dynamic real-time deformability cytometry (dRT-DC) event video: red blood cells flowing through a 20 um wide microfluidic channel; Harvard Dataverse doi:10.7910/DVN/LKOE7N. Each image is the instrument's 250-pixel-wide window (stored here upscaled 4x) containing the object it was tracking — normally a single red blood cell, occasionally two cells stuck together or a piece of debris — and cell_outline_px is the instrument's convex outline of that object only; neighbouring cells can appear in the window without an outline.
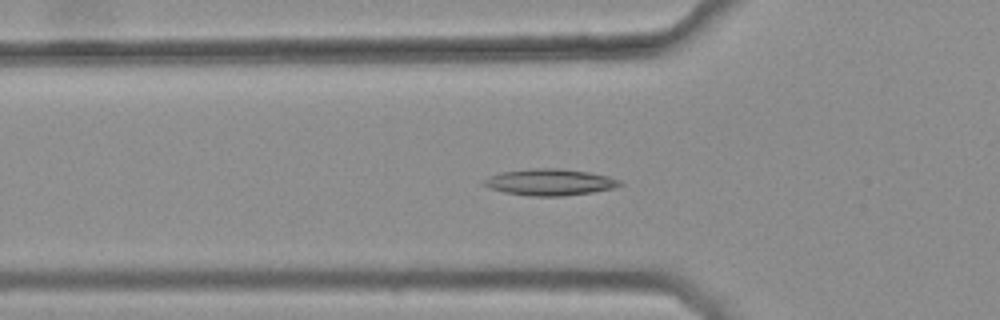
{"species": "common noctule bat (a hibernating species)", "species_latin": "Nyctalus noctula", "temperature_condition": "warm", "stored_images_in_passage": 30, "camera_frame_rate_fps": 3000, "um_per_image_px": 0.085, "animal": {"sex": "female", "body_mass_g": 25.1}, "frame": {"image": 1, "passage_image": 3, "time_ms": 0.667, "image_size_px": [1000, 320], "cell_outline_px": [[624, 184], [616, 188], [592, 192], [564, 196], [528, 196], [504, 192], [488, 188], [480, 184], [480, 180], [488, 176], [500, 172], [532, 168], [560, 168], [588, 172], [608, 176], [620, 180]], "centroid_in_image_um": [46.68, 15.48], "position_along_channel_um": 79.1, "area_um2": 21.39}}
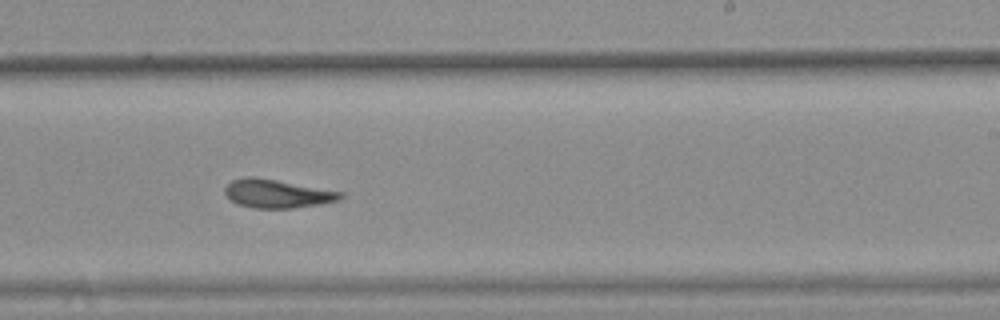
{"frame": {"image": 2, "passage_image": 18, "time_ms": 5.667, "image_size_px": [1000, 320], "cell_outline_px": [[344, 196], [340, 200], [320, 204], [292, 208], [256, 208], [240, 204], [232, 200], [224, 192], [224, 188], [232, 180], [244, 176], [256, 176], [344, 192]], "centroid_in_image_um": [23.59, 16.44], "position_along_channel_um": 265.4, "area_um2": 19.19}}
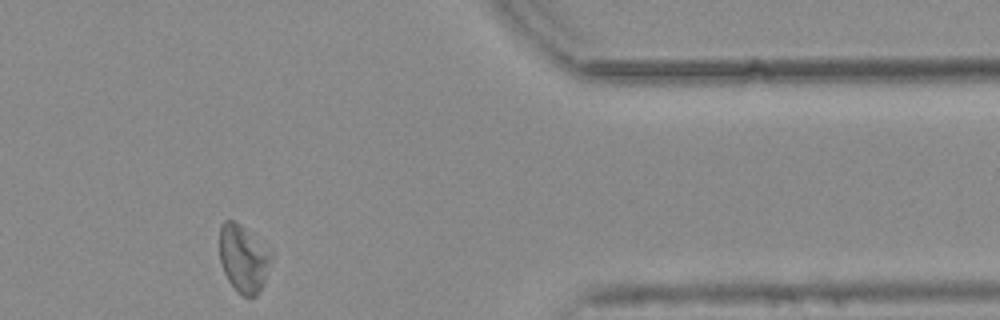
{"frame": {"image": 3, "passage_image": 30, "time_ms": 9.667, "image_size_px": [1000, 320], "cell_outline_px": [[272, 260], [264, 280], [256, 296], [244, 296], [228, 280], [224, 272], [220, 260], [220, 224], [224, 220], [232, 220], [240, 224], [244, 228]], "centroid_in_image_um": [20.61, 21.98], "position_along_channel_um": 390.8, "area_um2": 19.02}, "authors_computed_cell_mechanics": {"area_um2": 19.1318, "velocity_mm_per_s": 3.7309, "shape_relaxation_time_tau1_ms": 6.8132, "shape_relaxation_time_tau2_ms": 8.5174, "deformation_change_tau1": 0.1287, "deformation_change_tau2": 0.2012}}